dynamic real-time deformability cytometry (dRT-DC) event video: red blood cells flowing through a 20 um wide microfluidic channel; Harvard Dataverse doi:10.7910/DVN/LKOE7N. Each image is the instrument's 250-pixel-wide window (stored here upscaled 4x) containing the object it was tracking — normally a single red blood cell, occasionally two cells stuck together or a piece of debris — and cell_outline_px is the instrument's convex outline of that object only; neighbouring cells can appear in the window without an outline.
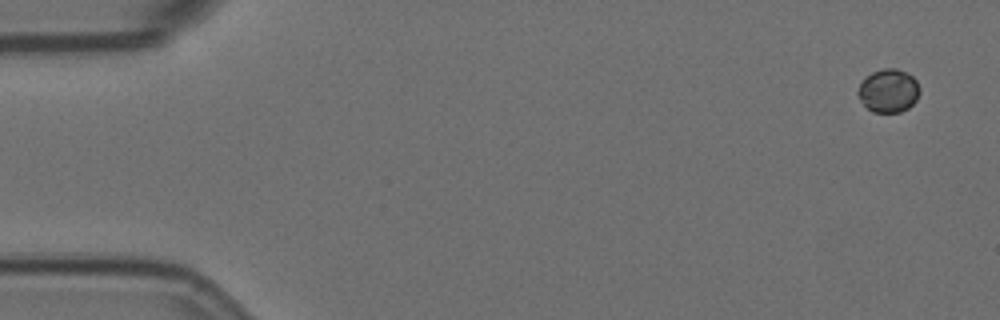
{"species": "Egyptian fruit bat (a non-hibernating species)", "species_latin": "Rousettus aegyptiacus", "temperature_condition": "room temperature", "stored_images_in_passage": 4, "camera_frame_rate_fps": 3000, "um_per_image_px": 0.085, "animal": {"sex": "female"}, "frame": {"image": 1, "passage_image": 1, "time_ms": 0.0, "image_size_px": [1000, 320], "cell_outline_px": [[920, 92], [916, 100], [908, 108], [900, 112], [872, 112], [860, 100], [856, 92], [860, 84], [872, 72], [884, 68], [896, 68], [908, 72], [916, 80], [920, 88]], "centroid_in_image_um": [75.54, 7.7], "position_along_channel_um": 9.5, "area_um2": 15.61}}
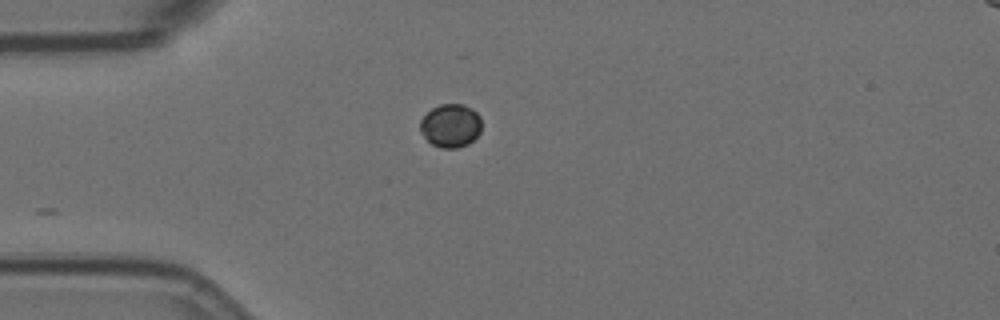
{"frame": {"image": 2, "passage_image": 4, "time_ms": 1.0, "image_size_px": [1000, 320], "cell_outline_px": [[480, 132], [468, 144], [456, 148], [440, 148], [432, 144], [424, 136], [420, 128], [420, 120], [432, 108], [440, 104], [464, 104], [472, 108], [480, 116]], "centroid_in_image_um": [38.31, 10.67], "position_along_channel_um": 46.7, "area_um2": 15.43}}